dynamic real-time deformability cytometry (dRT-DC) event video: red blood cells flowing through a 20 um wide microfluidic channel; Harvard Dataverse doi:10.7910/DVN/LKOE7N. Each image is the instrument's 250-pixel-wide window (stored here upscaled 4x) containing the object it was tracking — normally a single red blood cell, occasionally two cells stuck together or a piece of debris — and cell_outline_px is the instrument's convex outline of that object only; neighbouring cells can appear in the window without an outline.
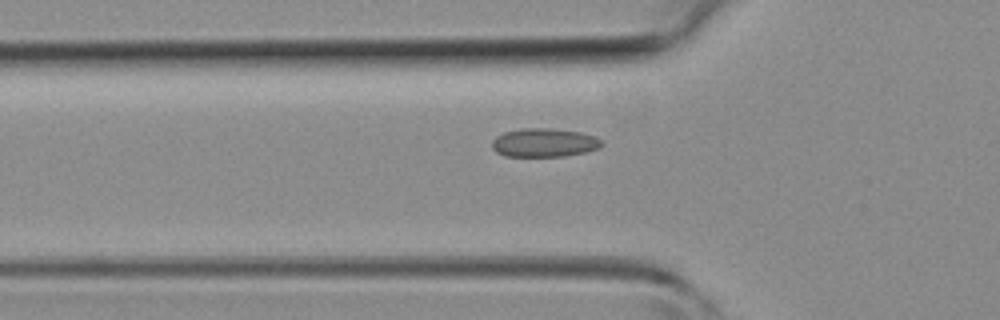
{"species": "common noctule bat (a hibernating species)", "species_latin": "Nyctalus noctula", "temperature_condition": "room temperature", "stored_images_in_passage": 28, "camera_frame_rate_fps": 3000, "um_per_image_px": 0.085, "animal": {"sex": "female", "body_mass_g": 19.3, "forearm_length_mm": 54.1}, "frame": {"image": 1, "passage_image": 5, "time_ms": 1.333, "image_size_px": [1000, 320], "cell_outline_px": [[604, 144], [600, 148], [584, 152], [564, 156], [504, 156], [496, 152], [492, 148], [492, 140], [496, 136], [504, 132], [520, 128], [548, 128], [580, 132], [596, 136]], "centroid_in_image_um": [46.24, 12.12], "position_along_channel_um": 79.6, "area_um2": 18.38}}
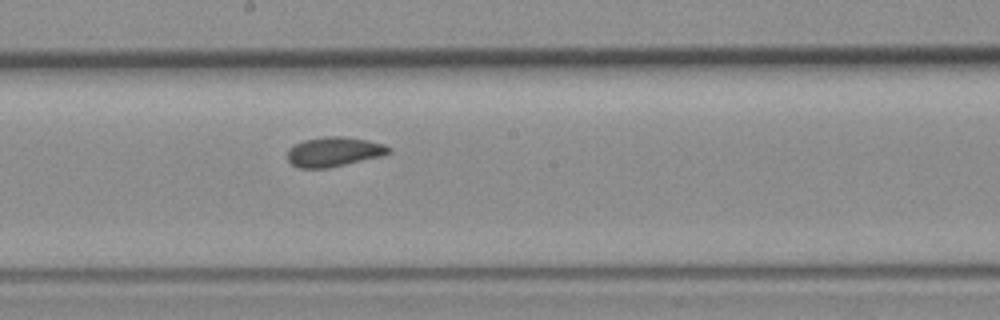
{"frame": {"image": 2, "passage_image": 14, "time_ms": 4.333, "image_size_px": [1000, 320], "cell_outline_px": [[392, 148], [388, 152], [380, 156], [328, 168], [296, 168], [288, 160], [288, 148], [304, 140], [324, 136], [344, 136], [384, 144]], "centroid_in_image_um": [28.34, 12.9], "position_along_channel_um": 219.9, "area_um2": 17.28}}
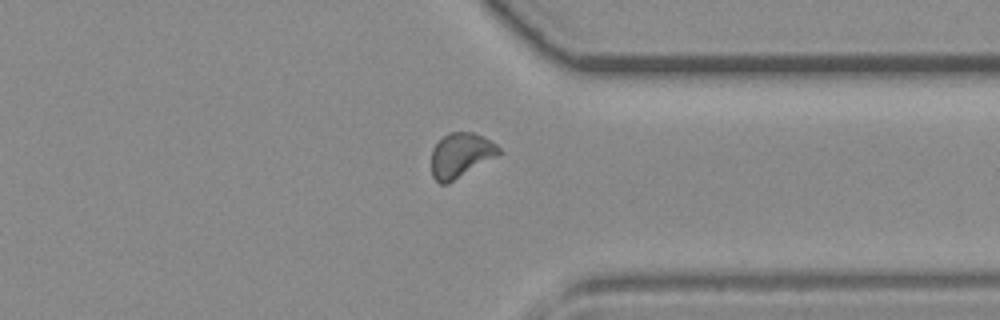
{"frame": {"image": 3, "passage_image": 24, "time_ms": 7.667, "image_size_px": [1000, 320], "cell_outline_px": [[500, 152], [496, 156], [448, 184], [440, 184], [432, 176], [432, 148], [448, 132], [472, 132], [496, 144], [500, 148]], "centroid_in_image_um": [39.13, 13.2], "position_along_channel_um": 372.3, "area_um2": 17.22}}